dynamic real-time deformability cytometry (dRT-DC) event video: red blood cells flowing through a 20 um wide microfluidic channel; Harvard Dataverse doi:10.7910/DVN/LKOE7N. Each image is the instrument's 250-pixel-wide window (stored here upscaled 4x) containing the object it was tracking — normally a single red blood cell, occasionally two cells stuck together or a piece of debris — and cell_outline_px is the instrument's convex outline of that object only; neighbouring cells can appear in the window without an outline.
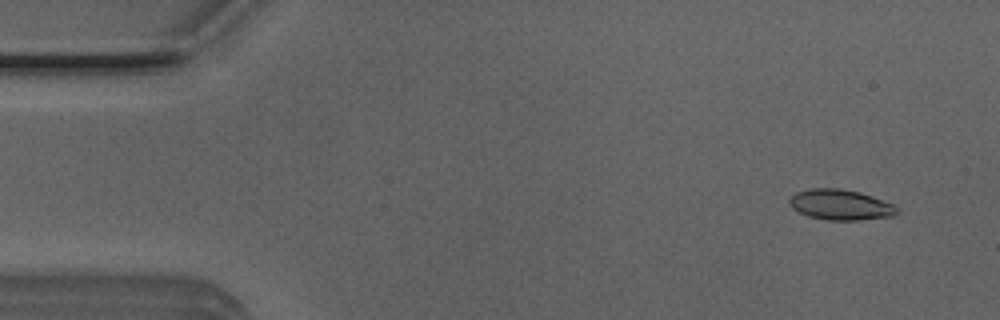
{"species": "Egyptian fruit bat (a non-hibernating species)", "species_latin": "Rousettus aegyptiacus", "temperature_condition": "room temperature", "stored_images_in_passage": 53, "camera_frame_rate_fps": 3000, "um_per_image_px": 0.085, "animal": {"sex": "male"}, "frame": {"image": 1, "passage_image": 4, "time_ms": 1.0, "image_size_px": [1000, 320], "cell_outline_px": [[900, 208], [892, 216], [860, 220], [828, 220], [808, 216], [792, 208], [788, 200], [796, 192], [812, 188], [840, 188], [860, 192], [896, 204]], "centroid_in_image_um": [71.47, 17.4], "position_along_channel_um": 13.5, "area_um2": 19.19}}
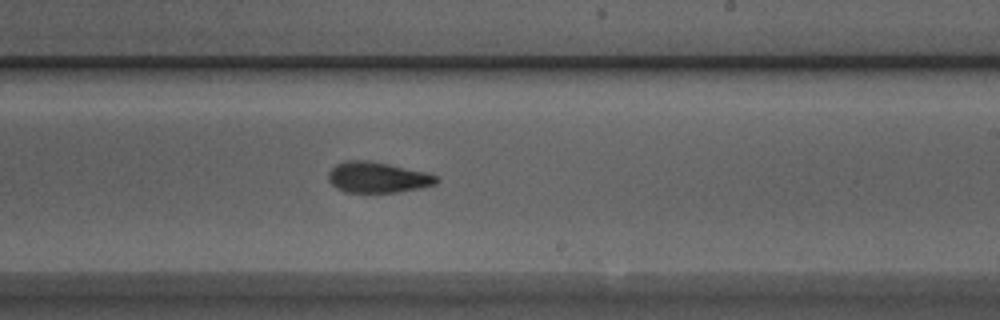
{"frame": {"image": 2, "passage_image": 31, "time_ms": 10.0, "image_size_px": [1000, 320], "cell_outline_px": [[440, 180], [436, 184], [420, 188], [396, 192], [344, 192], [336, 188], [328, 180], [328, 172], [336, 164], [344, 160], [368, 160], [388, 164], [424, 172], [436, 176]], "centroid_in_image_um": [32.06, 15.07], "position_along_channel_um": 256.9, "area_um2": 19.31}}
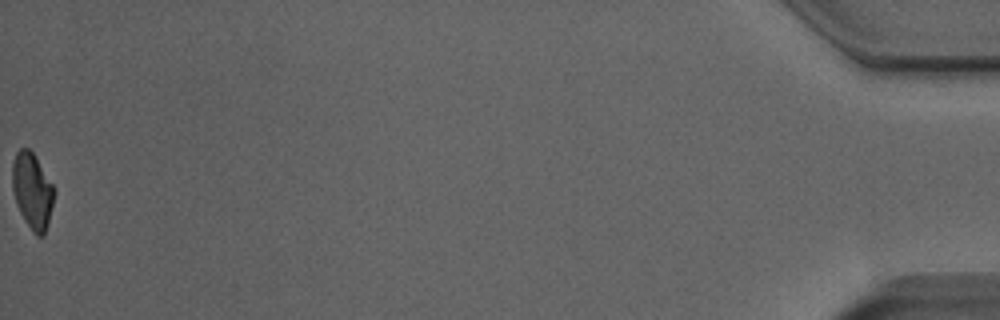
{"frame": {"image": 3, "passage_image": 53, "time_ms": 17.333, "image_size_px": [1000, 320], "cell_outline_px": [[56, 192], [48, 224], [44, 236], [36, 236], [32, 232], [24, 220], [16, 204], [12, 188], [12, 164], [16, 152], [20, 148], [28, 148], [36, 156], [52, 184]], "centroid_in_image_um": [2.75, 16.24], "position_along_channel_um": 432.5, "area_um2": 18.73}, "authors_computed_cell_mechanics": {"area_um2": 19.3052, "velocity_mm_per_s": 3.883, "shape_relaxation_time_tau1_ms": 6.2653, "shape_relaxation_time_tau2_ms": 2.7598, "deformation_change_tau1": 0.2043, "deformation_change_tau2": 0.1012}}